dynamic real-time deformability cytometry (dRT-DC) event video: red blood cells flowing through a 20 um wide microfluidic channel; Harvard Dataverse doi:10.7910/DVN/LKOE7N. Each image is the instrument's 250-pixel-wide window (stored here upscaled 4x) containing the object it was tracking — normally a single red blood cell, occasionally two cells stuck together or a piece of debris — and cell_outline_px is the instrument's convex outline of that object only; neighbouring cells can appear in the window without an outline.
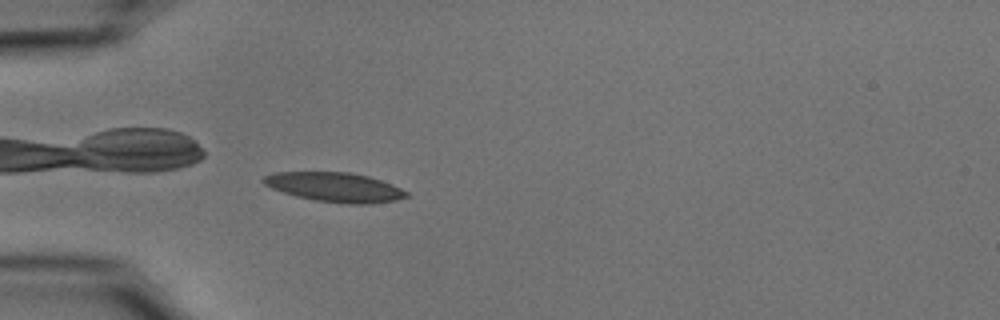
{"species": "common noctule bat (a hibernating species)", "species_latin": "Nyctalus noctula", "temperature_condition": "cold", "stored_images_in_passage": 54, "camera_frame_rate_fps": 3000, "um_per_image_px": 0.085, "animal": {"sex": "male", "body_mass_g": 15.6}, "frame": {"image": 1, "passage_image": 16, "time_ms": 5.0, "image_size_px": [1000, 320], "cell_outline_px": [[408, 196], [396, 200], [368, 204], [348, 204], [316, 200], [296, 196], [272, 188], [264, 184], [260, 180], [264, 176], [276, 172], [348, 172], [368, 176], [392, 184], [408, 192]], "centroid_in_image_um": [28.46, 15.9], "position_along_channel_um": 56.5, "area_um2": 24.33}}
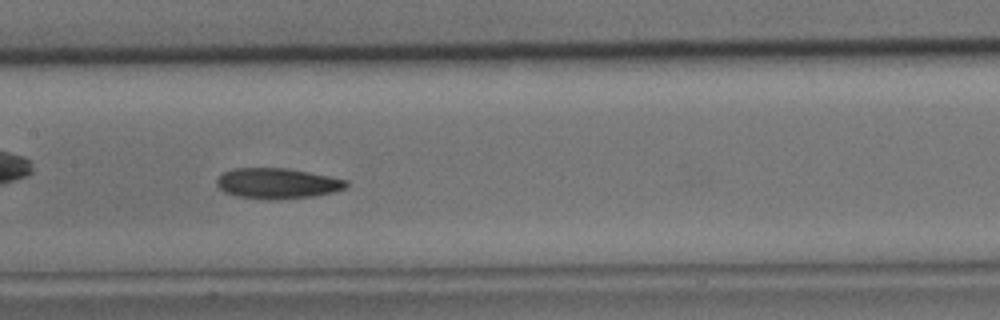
{"frame": {"image": 2, "passage_image": 27, "time_ms": 8.667, "image_size_px": [1000, 320], "cell_outline_px": [[348, 184], [344, 188], [332, 192], [316, 196], [272, 200], [268, 200], [236, 196], [224, 192], [216, 184], [216, 180], [224, 172], [232, 168], [288, 168], [348, 180]], "centroid_in_image_um": [23.55, 15.59], "position_along_channel_um": 183.9, "area_um2": 23.06}}
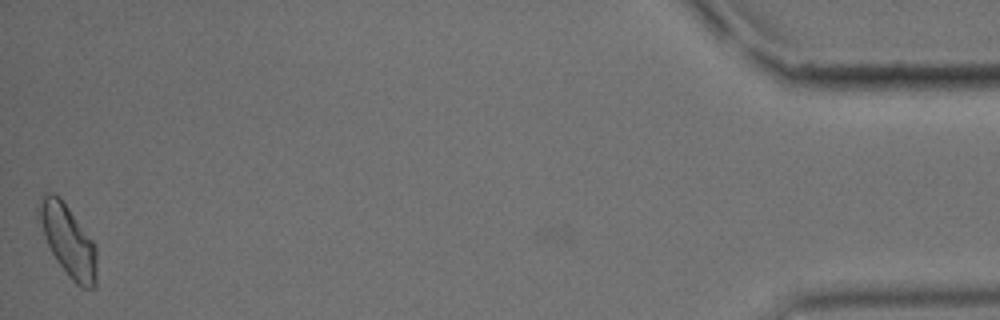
{"frame": {"image": 3, "passage_image": 54, "time_ms": 17.667, "image_size_px": [1000, 320], "cell_outline_px": [[96, 288], [80, 288], [68, 276], [56, 260], [48, 244], [36, 216], [36, 208], [40, 196], [44, 192], [52, 192], [60, 196], [96, 244]], "centroid_in_image_um": [5.76, 20.4], "position_along_channel_um": 429.4, "area_um2": 24.51}, "authors_computed_cell_mechanics": {"area_um2": 22.7154, "velocity_mm_per_s": 3.6693, "shape_relaxation_time_tau1_ms": 5.2126, "shape_relaxation_time_tau2_ms": 7.6569, "deformation_change_tau1": 0.1254, "deformation_change_tau2": 0.13}}